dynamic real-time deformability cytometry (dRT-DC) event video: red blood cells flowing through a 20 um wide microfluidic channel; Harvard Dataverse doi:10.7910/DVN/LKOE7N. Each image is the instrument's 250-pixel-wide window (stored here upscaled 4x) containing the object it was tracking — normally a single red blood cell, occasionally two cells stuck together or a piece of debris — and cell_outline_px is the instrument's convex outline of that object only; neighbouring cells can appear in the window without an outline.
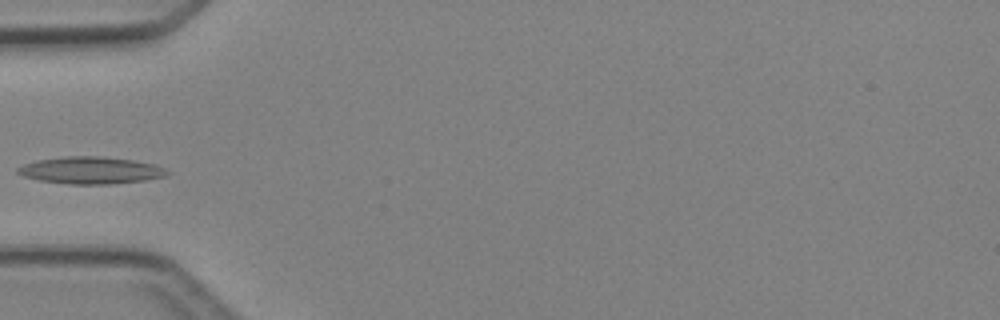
{"species": "Egyptian fruit bat (a non-hibernating species)", "species_latin": "Rousettus aegyptiacus", "temperature_condition": "cold", "stored_images_in_passage": 3, "camera_frame_rate_fps": 3000, "um_per_image_px": 0.085, "animal": {"sex": "female"}, "frame": {"image": 1, "passage_image": 3, "time_ms": 3.333, "image_size_px": [1000, 320], "cell_outline_px": [[168, 172], [164, 176], [144, 180], [112, 184], [68, 184], [40, 180], [24, 176], [16, 172], [16, 168], [24, 164], [36, 160], [64, 156], [100, 156], [132, 160], [152, 164], [164, 168]], "centroid_in_image_um": [7.65, 14.47], "position_along_channel_um": 77.3, "area_um2": 23.35}}